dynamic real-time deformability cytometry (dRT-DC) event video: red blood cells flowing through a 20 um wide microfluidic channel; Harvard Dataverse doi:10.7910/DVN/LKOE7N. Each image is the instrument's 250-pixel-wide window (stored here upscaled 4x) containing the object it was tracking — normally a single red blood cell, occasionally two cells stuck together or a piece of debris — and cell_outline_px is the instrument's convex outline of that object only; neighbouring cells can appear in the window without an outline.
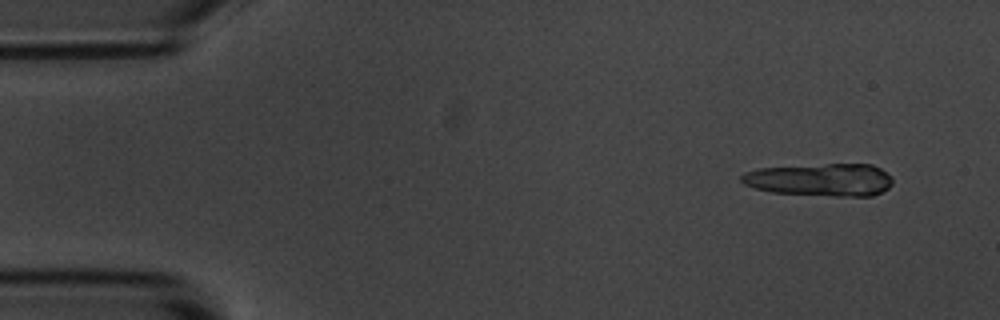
{"species": "common noctule bat (a hibernating species)", "species_latin": "Nyctalus noctula", "temperature_condition": "room temperature", "stored_images_in_passage": 5, "segment_of_instrument_passage": [1, 2], "camera_frame_rate_fps": 3000, "um_per_image_px": 0.085, "animal": {"sex": "male", "body_mass_g": 20.1, "forearm_length_mm": 53.5}, "frame": {"image": 1, "passage_image": 1, "time_ms": 0.0, "image_size_px": [1000, 320], "cell_outline_px": [[892, 184], [888, 188], [872, 196], [832, 196], [772, 192], [756, 188], [744, 184], [740, 180], [740, 176], [744, 172], [760, 168], [824, 164], [872, 164], [880, 168], [892, 180]], "centroid_in_image_um": [69.72, 15.28], "position_along_channel_um": 15.3, "area_um2": 28.67}}